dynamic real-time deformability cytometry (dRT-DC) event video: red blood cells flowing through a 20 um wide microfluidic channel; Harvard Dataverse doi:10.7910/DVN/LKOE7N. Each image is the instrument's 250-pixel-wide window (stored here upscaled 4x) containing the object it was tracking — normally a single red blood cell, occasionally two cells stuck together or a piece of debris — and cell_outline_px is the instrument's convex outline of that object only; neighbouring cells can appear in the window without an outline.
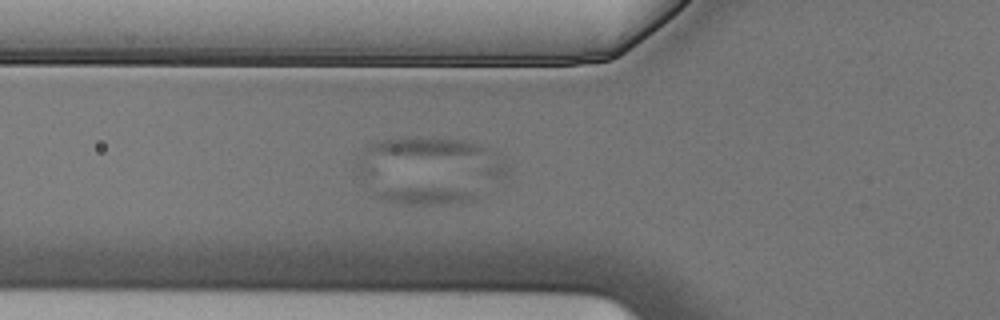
{"species": "Egyptian fruit bat (a non-hibernating species)", "species_latin": "Rousettus aegyptiacus", "temperature_condition": "cold", "stored_images_in_passage": 7, "camera_frame_rate_fps": 3000, "um_per_image_px": 0.085, "animal": {"sex": "male"}, "frame": {"image": 1, "passage_image": 6, "time_ms": 1.667, "image_size_px": [1000, 320], "cell_outline_px": [[476, 200], [468, 204], [392, 204], [380, 200], [376, 196], [376, 192], [380, 188], [444, 188], [476, 192]], "centroid_in_image_um": [36.17, 16.67], "position_along_channel_um": 89.6, "area_um2": 10.58}}